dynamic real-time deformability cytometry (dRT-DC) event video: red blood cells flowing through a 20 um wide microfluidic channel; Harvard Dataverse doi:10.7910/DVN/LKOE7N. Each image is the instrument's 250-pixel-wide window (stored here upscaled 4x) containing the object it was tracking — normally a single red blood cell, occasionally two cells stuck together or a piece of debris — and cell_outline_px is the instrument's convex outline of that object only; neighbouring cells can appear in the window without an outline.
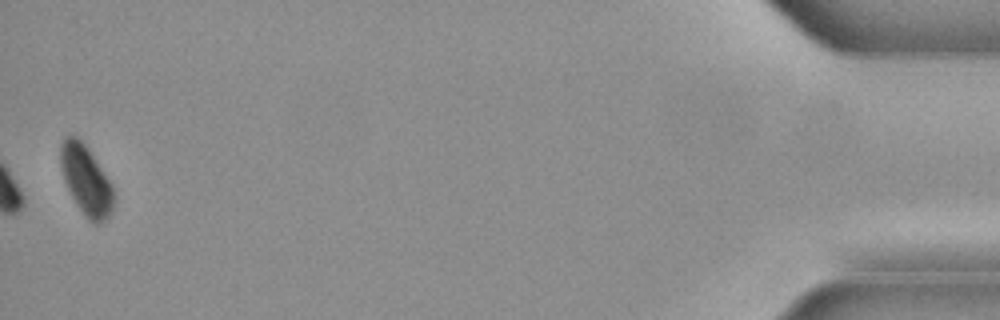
{"species": "common noctule bat (a hibernating species)", "species_latin": "Nyctalus noctula", "temperature_condition": "cold", "stored_images_in_passage": 39, "camera_frame_rate_fps": 3000, "um_per_image_px": 0.085, "animal": {"sex": "male", "body_mass_g": 21.5, "forearm_length_mm": 52.0}, "frame": {"image": 1, "passage_image": 39, "time_ms": 12.667, "image_size_px": [1000, 320], "cell_outline_px": [[112, 208], [108, 216], [104, 220], [96, 224], [88, 220], [76, 204], [64, 180], [60, 164], [60, 148], [64, 140], [68, 136], [76, 136], [88, 148], [112, 184]], "centroid_in_image_um": [7.3, 15.31], "position_along_channel_um": 427.9, "area_um2": 20.98}}